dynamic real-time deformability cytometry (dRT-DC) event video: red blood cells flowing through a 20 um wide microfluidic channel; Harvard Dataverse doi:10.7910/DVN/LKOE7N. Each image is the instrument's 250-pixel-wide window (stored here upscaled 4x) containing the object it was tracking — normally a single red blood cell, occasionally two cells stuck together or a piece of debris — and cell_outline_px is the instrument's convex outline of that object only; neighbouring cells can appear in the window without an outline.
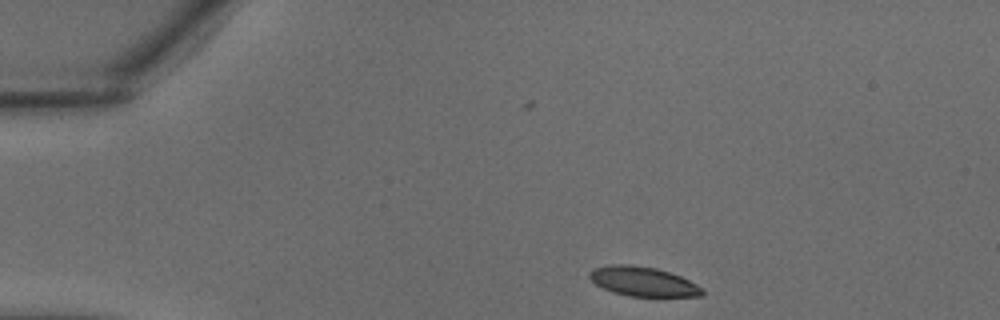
{"species": "common noctule bat (a hibernating species)", "species_latin": "Nyctalus noctula", "temperature_condition": "warm", "stored_images_in_passage": 31, "camera_frame_rate_fps": 3000, "um_per_image_px": 0.085, "animal": {"sex": "male", "body_mass_g": 18.8}, "frame": {"image": 1, "passage_image": 1, "time_ms": 0.0, "image_size_px": [1000, 320], "cell_outline_px": [[704, 296], [628, 296], [612, 292], [596, 284], [588, 276], [588, 272], [592, 268], [612, 264], [628, 264], [656, 268], [680, 276], [704, 288]], "centroid_in_image_um": [54.64, 23.92], "position_along_channel_um": 30.4, "area_um2": 19.36}}
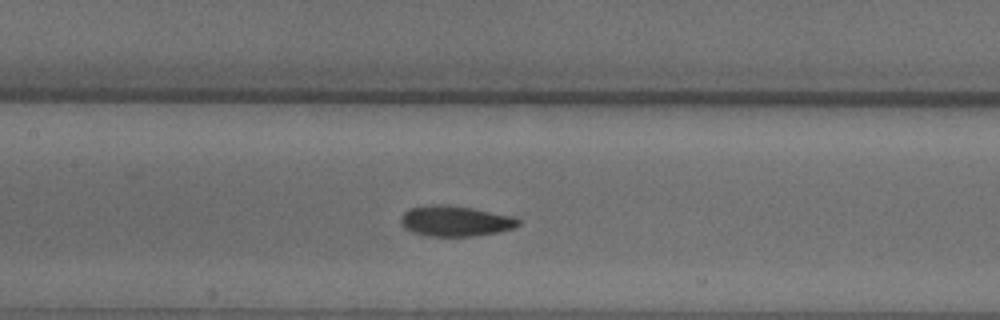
{"frame": {"image": 2, "passage_image": 12, "time_ms": 3.667, "image_size_px": [1000, 320], "cell_outline_px": [[520, 224], [512, 228], [496, 232], [472, 236], [424, 236], [412, 232], [404, 228], [400, 220], [404, 212], [408, 208], [436, 204], [444, 204], [472, 208], [516, 216], [520, 220]], "centroid_in_image_um": [38.69, 18.78], "position_along_channel_um": 168.7, "area_um2": 20.98}}
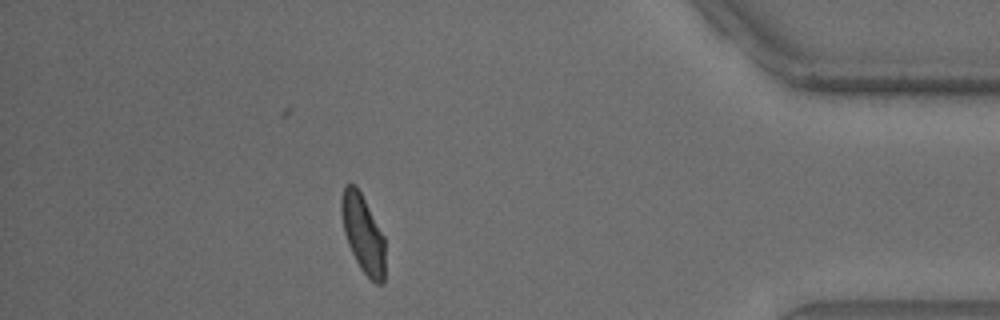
{"frame": {"image": 3, "passage_image": 27, "time_ms": 8.667, "image_size_px": [1000, 320], "cell_outline_px": [[384, 284], [376, 284], [360, 268], [348, 244], [344, 232], [340, 208], [340, 200], [344, 188], [348, 184], [356, 184], [384, 236]], "centroid_in_image_um": [30.84, 19.86], "position_along_channel_um": 404.4, "area_um2": 19.65}}